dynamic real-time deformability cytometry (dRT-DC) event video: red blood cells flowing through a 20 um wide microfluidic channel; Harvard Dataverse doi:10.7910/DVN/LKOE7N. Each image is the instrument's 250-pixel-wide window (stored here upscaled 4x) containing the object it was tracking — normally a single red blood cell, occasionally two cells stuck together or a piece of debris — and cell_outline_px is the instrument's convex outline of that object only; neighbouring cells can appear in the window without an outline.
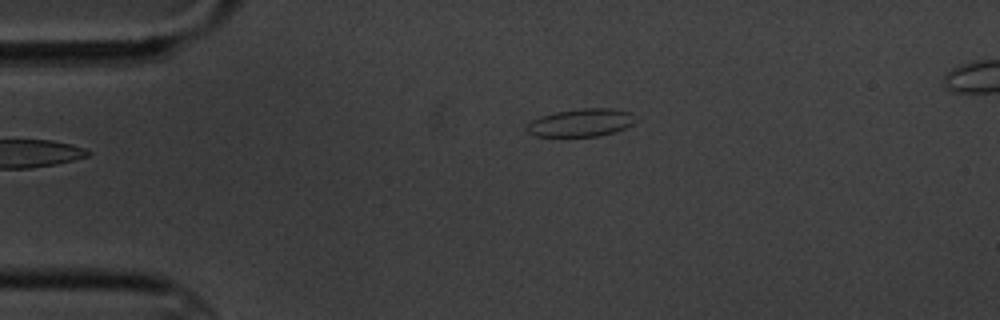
{"species": "common noctule bat (a hibernating species)", "species_latin": "Nyctalus noctula", "temperature_condition": "cold", "stored_images_in_passage": 6, "camera_frame_rate_fps": 3000, "um_per_image_px": 0.085, "animal": {"sex": "male", "body_mass_g": 20.1, "forearm_length_mm": 53.5}, "frame": {"image": 1, "passage_image": 6, "time_ms": 6.667, "image_size_px": [1000, 320], "cell_outline_px": [[636, 120], [632, 124], [624, 128], [600, 136], [536, 136], [528, 132], [524, 128], [532, 120], [540, 116], [556, 112], [580, 108], [612, 108], [632, 112]], "centroid_in_image_um": [49.38, 10.41], "position_along_channel_um": 35.6, "area_um2": 17.63}}